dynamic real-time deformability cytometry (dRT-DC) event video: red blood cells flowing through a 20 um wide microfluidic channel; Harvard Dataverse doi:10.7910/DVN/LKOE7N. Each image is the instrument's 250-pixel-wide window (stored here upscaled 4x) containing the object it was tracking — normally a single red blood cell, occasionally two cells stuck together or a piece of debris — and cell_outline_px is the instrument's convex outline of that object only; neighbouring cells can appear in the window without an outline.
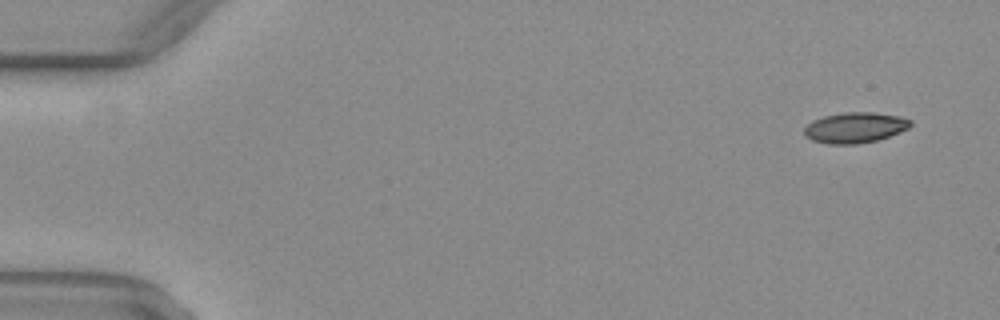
{"species": "common noctule bat (a hibernating species)", "species_latin": "Nyctalus noctula", "temperature_condition": "warm", "stored_images_in_passage": 40, "camera_frame_rate_fps": 3000, "um_per_image_px": 0.085, "animal": {"sex": "female", "body_mass_g": 29.2, "forearm_length_mm": 56.3}, "frame": {"image": 1, "passage_image": 4, "time_ms": 1.0, "image_size_px": [1000, 320], "cell_outline_px": [[912, 124], [908, 128], [900, 132], [876, 140], [856, 144], [828, 144], [812, 140], [804, 132], [804, 128], [812, 120], [824, 116], [844, 112], [872, 112], [900, 116], [912, 120]], "centroid_in_image_um": [72.69, 10.84], "position_along_channel_um": 12.3, "area_um2": 18.84}}
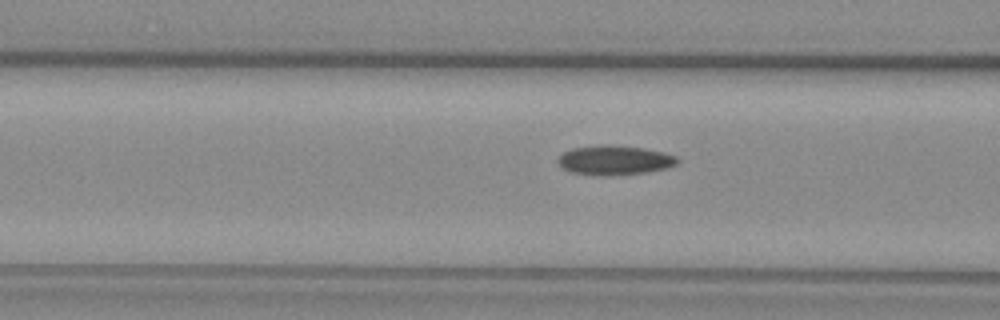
{"frame": {"image": 2, "passage_image": 22, "time_ms": 7.0, "image_size_px": [1000, 320], "cell_outline_px": [[680, 160], [676, 164], [668, 168], [648, 172], [604, 176], [596, 176], [568, 172], [560, 168], [556, 164], [556, 160], [564, 152], [572, 148], [600, 144], [608, 144], [644, 148], [664, 152], [676, 156]], "centroid_in_image_um": [52.19, 13.62], "position_along_channel_um": 114.4, "area_um2": 21.04}}
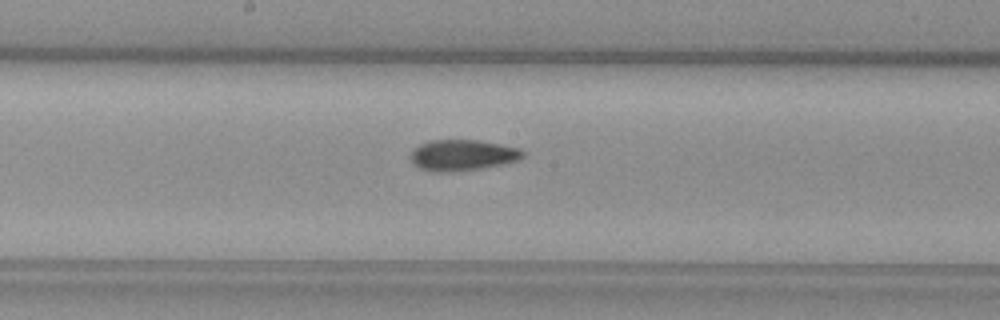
{"frame": {"image": 3, "passage_image": 29, "time_ms": 9.333, "image_size_px": [1000, 320], "cell_outline_px": [[524, 156], [516, 160], [504, 164], [480, 168], [452, 172], [436, 172], [420, 168], [412, 164], [412, 148], [428, 140], [480, 140], [520, 148], [524, 152]], "centroid_in_image_um": [39.3, 13.18], "position_along_channel_um": 208.9, "area_um2": 20.29}}